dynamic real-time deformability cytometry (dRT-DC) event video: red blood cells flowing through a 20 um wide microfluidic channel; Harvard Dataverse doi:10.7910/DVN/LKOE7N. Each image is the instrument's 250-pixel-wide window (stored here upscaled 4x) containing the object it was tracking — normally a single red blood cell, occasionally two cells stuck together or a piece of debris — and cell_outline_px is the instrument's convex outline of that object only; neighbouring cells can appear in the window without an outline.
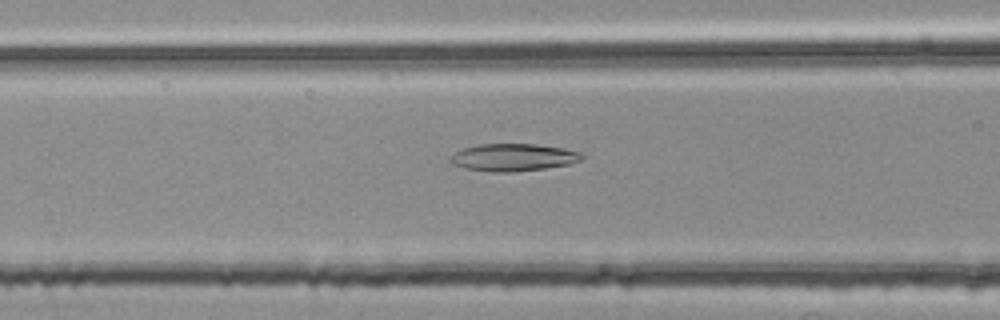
{"species": "common noctule bat (a hibernating species)", "species_latin": "Nyctalus noctula", "temperature_condition": "room temperature", "stored_images_in_passage": 32, "camera_frame_rate_fps": 3000, "um_per_image_px": 0.085, "animal": {"sex": "female", "body_mass_g": 25.1}, "frame": {"image": 1, "passage_image": 6, "time_ms": 1.667, "image_size_px": [1000, 320], "cell_outline_px": [[584, 156], [580, 160], [568, 164], [544, 168], [516, 172], [492, 172], [464, 168], [452, 164], [448, 160], [456, 152], [464, 148], [480, 144], [536, 144], [564, 148], [580, 152]], "centroid_in_image_um": [43.62, 13.38], "position_along_channel_um": 123.0, "area_um2": 20.92}}
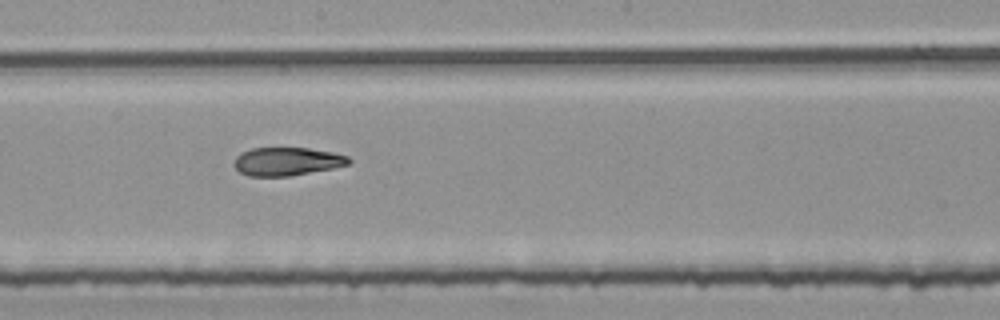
{"frame": {"image": 2, "passage_image": 14, "time_ms": 4.333, "image_size_px": [1000, 320], "cell_outline_px": [[352, 160], [348, 164], [332, 168], [288, 176], [248, 176], [240, 172], [232, 164], [236, 156], [240, 152], [252, 148], [308, 148], [332, 152], [348, 156]], "centroid_in_image_um": [24.35, 13.72], "position_along_channel_um": 223.8, "area_um2": 18.84}}
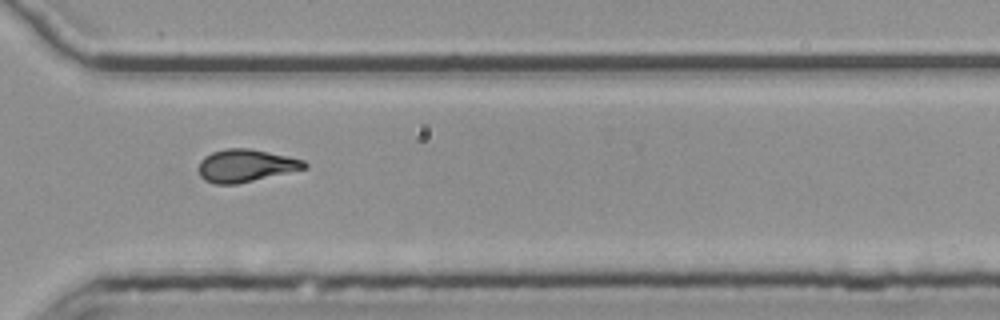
{"frame": {"image": 3, "passage_image": 24, "time_ms": 7.667, "image_size_px": [1000, 320], "cell_outline_px": [[308, 168], [236, 184], [216, 184], [204, 180], [200, 176], [200, 160], [204, 156], [212, 152], [228, 148], [248, 148], [288, 156], [304, 160], [308, 164]], "centroid_in_image_um": [20.9, 14.07], "position_along_channel_um": 349.7, "area_um2": 20.0}, "authors_computed_cell_mechanics": {"area_um2": 19.6231, "velocity_mm_per_s": 3.7864, "shape_relaxation_time_tau1_ms": null, "shape_relaxation_time_tau2_ms": 2.4292, "deformation_change_tau1": null, "deformation_change_tau2": 0.108}}